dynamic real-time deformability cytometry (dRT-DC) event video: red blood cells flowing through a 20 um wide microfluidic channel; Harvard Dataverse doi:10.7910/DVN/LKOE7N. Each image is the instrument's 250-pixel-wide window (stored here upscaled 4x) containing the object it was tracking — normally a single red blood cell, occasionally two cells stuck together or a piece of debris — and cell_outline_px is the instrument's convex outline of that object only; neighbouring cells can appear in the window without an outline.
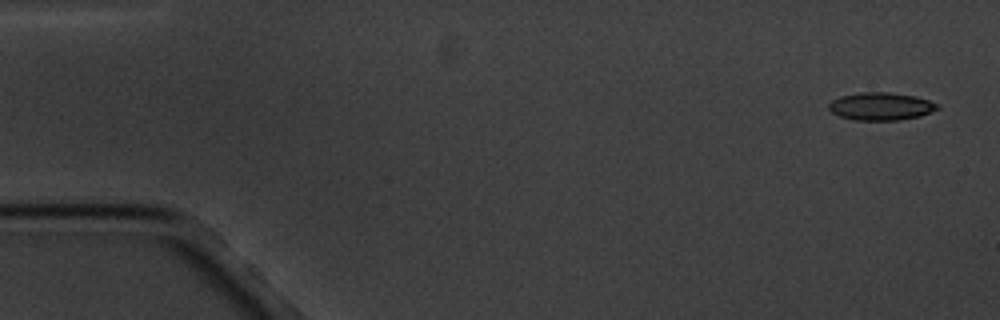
{"species": "common noctule bat (a hibernating species)", "species_latin": "Nyctalus noctula", "temperature_condition": "cold", "stored_images_in_passage": 5, "camera_frame_rate_fps": 3000, "um_per_image_px": 0.085, "animal": {"sex": "male", "body_mass_g": 20.1, "forearm_length_mm": 53.5}, "frame": {"image": 1, "passage_image": 1, "time_ms": 0.0, "image_size_px": [1000, 320], "cell_outline_px": [[940, 108], [920, 116], [896, 120], [852, 120], [840, 116], [832, 112], [828, 108], [828, 104], [832, 100], [840, 96], [860, 92], [888, 92], [916, 96], [940, 104]], "centroid_in_image_um": [74.87, 9.03], "position_along_channel_um": 10.1, "area_um2": 17.63}}
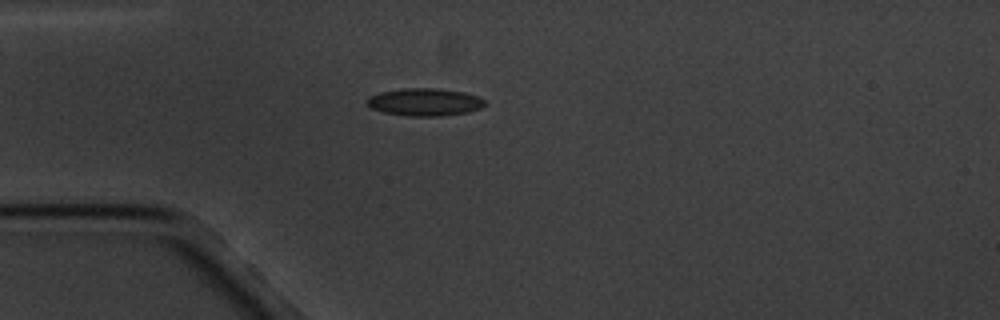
{"frame": {"image": 2, "passage_image": 5, "time_ms": 4.333, "image_size_px": [1000, 320], "cell_outline_px": [[488, 104], [480, 108], [468, 112], [440, 116], [408, 116], [384, 112], [372, 108], [364, 100], [368, 96], [380, 92], [404, 88], [440, 88], [464, 92], [476, 96], [484, 100]], "centroid_in_image_um": [36.09, 8.67], "position_along_channel_um": 48.9, "area_um2": 19.02}}